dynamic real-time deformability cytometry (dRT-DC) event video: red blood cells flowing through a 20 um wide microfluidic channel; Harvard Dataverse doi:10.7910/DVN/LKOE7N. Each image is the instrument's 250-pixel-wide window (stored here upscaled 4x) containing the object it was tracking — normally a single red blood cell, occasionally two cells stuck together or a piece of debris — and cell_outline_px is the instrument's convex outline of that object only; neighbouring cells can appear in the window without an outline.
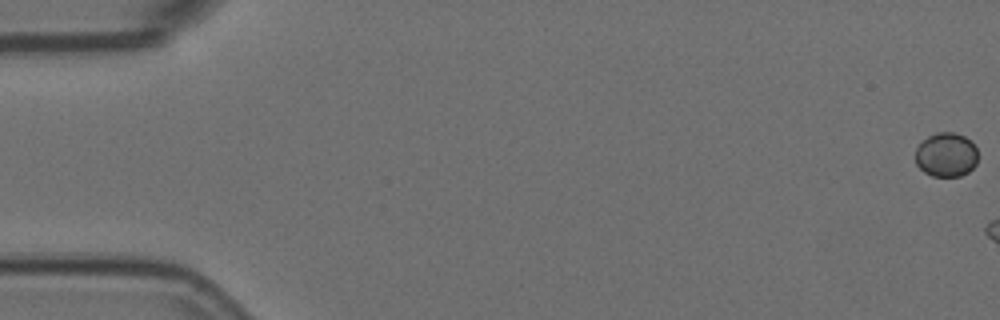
{"species": "Egyptian fruit bat (a non-hibernating species)", "species_latin": "Rousettus aegyptiacus", "temperature_condition": "room temperature", "stored_images_in_passage": 3, "camera_frame_rate_fps": 3000, "um_per_image_px": 0.085, "animal": {"sex": "female"}, "frame": {"image": 1, "passage_image": 1, "time_ms": 0.0, "image_size_px": [1000, 320], "cell_outline_px": [[976, 164], [968, 172], [960, 176], [932, 176], [924, 172], [916, 164], [916, 148], [928, 136], [936, 132], [952, 132], [964, 136], [972, 140], [976, 148]], "centroid_in_image_um": [80.43, 13.15], "position_along_channel_um": 4.6, "area_um2": 16.07}}